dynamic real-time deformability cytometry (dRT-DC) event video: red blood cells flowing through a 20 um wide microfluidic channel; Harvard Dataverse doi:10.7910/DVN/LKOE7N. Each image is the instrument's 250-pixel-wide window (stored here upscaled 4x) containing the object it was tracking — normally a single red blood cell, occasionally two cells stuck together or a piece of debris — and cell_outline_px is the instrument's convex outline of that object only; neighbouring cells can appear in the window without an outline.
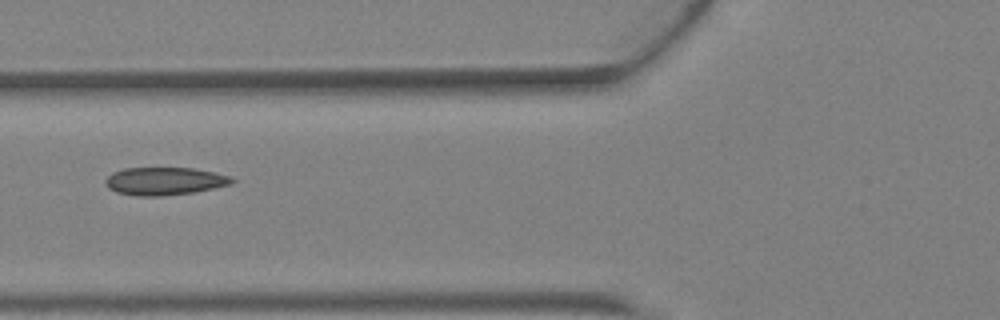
{"species": "Egyptian fruit bat (a non-hibernating species)", "species_latin": "Rousettus aegyptiacus", "temperature_condition": "warm", "stored_images_in_passage": 6, "camera_frame_rate_fps": 3000, "um_per_image_px": 0.085, "animal": {"sex": "female"}, "frame": {"image": 1, "passage_image": 5, "time_ms": 1.333, "image_size_px": [1000, 320], "cell_outline_px": [[236, 180], [232, 184], [192, 192], [160, 196], [136, 196], [116, 192], [108, 188], [104, 184], [104, 180], [112, 172], [124, 168], [192, 168], [232, 176]], "centroid_in_image_um": [13.95, 15.39], "position_along_channel_um": 111.8, "area_um2": 20.52}}
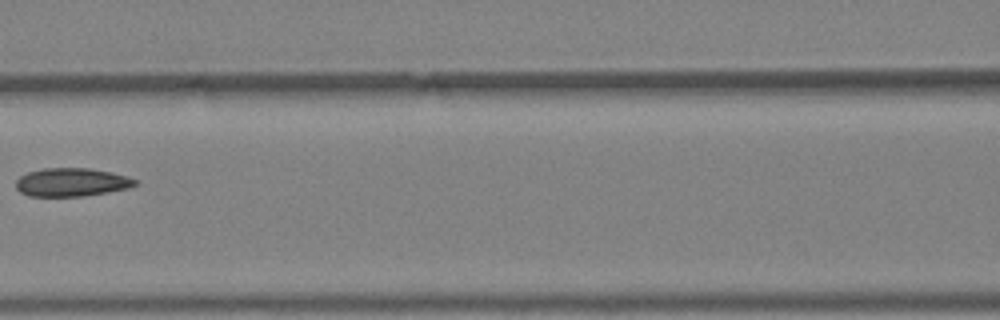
{"frame": {"image": 2, "passage_image": 6, "time_ms": 1.667, "image_size_px": [1000, 320], "cell_outline_px": [[140, 184], [128, 188], [108, 192], [84, 196], [28, 196], [20, 192], [16, 188], [16, 180], [20, 176], [28, 172], [44, 168], [88, 168], [112, 172], [140, 180]], "centroid_in_image_um": [6.12, 15.49], "position_along_channel_um": 160.5, "area_um2": 19.88}}